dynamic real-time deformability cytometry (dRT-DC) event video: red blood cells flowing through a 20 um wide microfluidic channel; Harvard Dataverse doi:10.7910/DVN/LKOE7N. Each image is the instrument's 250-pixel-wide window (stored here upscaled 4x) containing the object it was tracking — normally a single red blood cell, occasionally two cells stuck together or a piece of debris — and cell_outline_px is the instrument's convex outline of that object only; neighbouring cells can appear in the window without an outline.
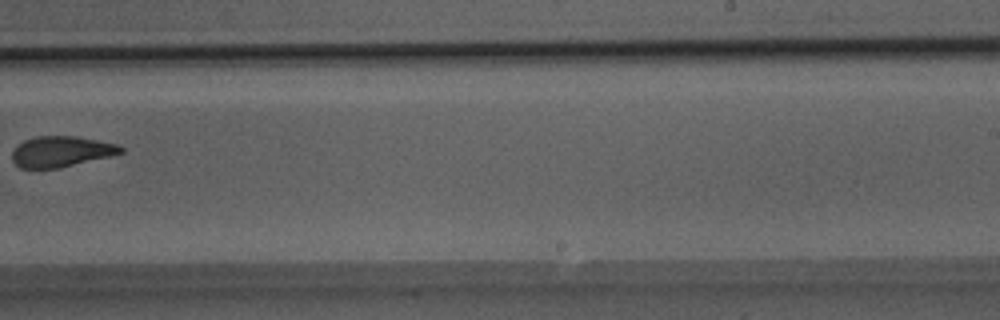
{"species": "Egyptian fruit bat (a non-hibernating species)", "species_latin": "Rousettus aegyptiacus", "temperature_condition": "room temperature", "stored_images_in_passage": 7, "camera_frame_rate_fps": 3000, "um_per_image_px": 0.085, "animal": {"sex": "male"}, "frame": {"image": 1, "passage_image": 6, "time_ms": 1.667, "image_size_px": [1000, 320], "cell_outline_px": [[124, 152], [60, 168], [20, 168], [12, 160], [12, 152], [24, 140], [36, 136], [76, 136], [116, 144], [124, 148]], "centroid_in_image_um": [5.18, 12.88], "position_along_channel_um": 283.8, "area_um2": 19.19}}